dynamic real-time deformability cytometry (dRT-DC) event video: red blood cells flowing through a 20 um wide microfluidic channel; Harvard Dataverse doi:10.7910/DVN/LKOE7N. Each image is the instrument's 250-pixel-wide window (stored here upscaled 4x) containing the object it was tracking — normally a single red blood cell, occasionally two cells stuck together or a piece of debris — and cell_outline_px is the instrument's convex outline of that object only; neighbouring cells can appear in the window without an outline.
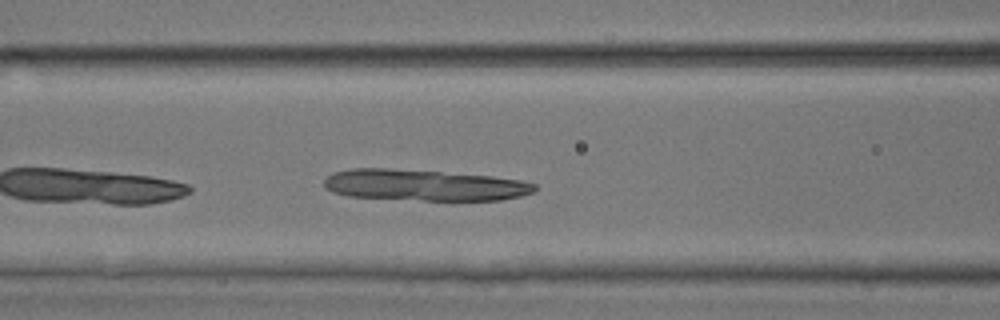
{"species": "common noctule bat (a hibernating species)", "species_latin": "Nyctalus noctula", "temperature_condition": "room temperature", "stored_images_in_passage": 34, "camera_frame_rate_fps": 3000, "um_per_image_px": 0.085, "animal": {"sex": "male", "body_mass_g": 17.9, "forearm_length_mm": 54.2}, "frame": {"image": 1, "passage_image": 6, "time_ms": 1.667, "image_size_px": [1000, 320], "cell_outline_px": [[536, 188], [532, 192], [520, 196], [500, 200], [424, 200], [348, 196], [332, 192], [324, 188], [324, 180], [332, 172], [352, 168], [388, 168], [492, 176], [520, 180], [536, 184]], "centroid_in_image_um": [36.01, 15.73], "position_along_channel_um": 130.6, "area_um2": 38.15}}
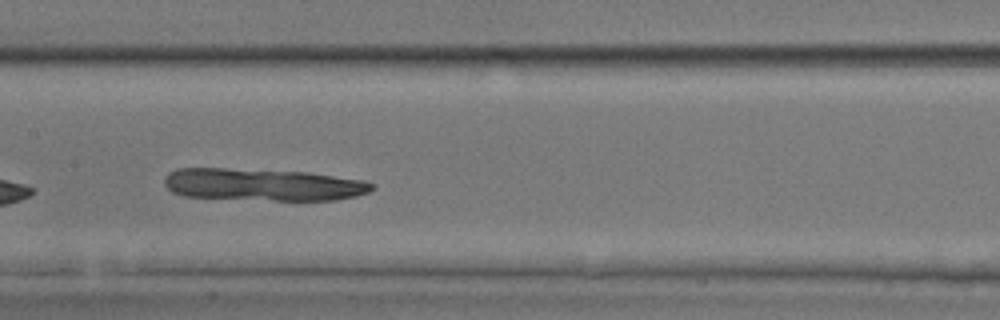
{"frame": {"image": 2, "passage_image": 10, "time_ms": 3.0, "image_size_px": [1000, 320], "cell_outline_px": [[376, 188], [368, 192], [356, 196], [336, 200], [272, 200], [184, 196], [172, 192], [164, 184], [164, 176], [168, 172], [176, 168], [224, 168], [308, 172], [364, 180], [376, 184]], "centroid_in_image_um": [22.36, 15.69], "position_along_channel_um": 185.0, "area_um2": 39.19}}
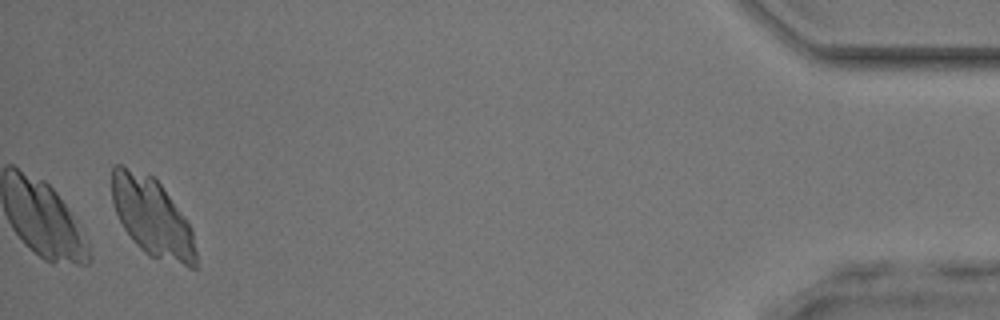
{"frame": {"image": 3, "passage_image": 33, "time_ms": 10.667, "image_size_px": [1000, 320], "cell_outline_px": [[196, 268], [188, 268], [152, 256], [144, 252], [136, 244], [124, 228], [116, 212], [112, 200], [112, 164], [120, 164], [152, 176], [160, 184], [184, 216], [192, 228], [196, 252]], "centroid_in_image_um": [12.93, 18.46], "position_along_channel_um": 422.3, "area_um2": 38.15}}